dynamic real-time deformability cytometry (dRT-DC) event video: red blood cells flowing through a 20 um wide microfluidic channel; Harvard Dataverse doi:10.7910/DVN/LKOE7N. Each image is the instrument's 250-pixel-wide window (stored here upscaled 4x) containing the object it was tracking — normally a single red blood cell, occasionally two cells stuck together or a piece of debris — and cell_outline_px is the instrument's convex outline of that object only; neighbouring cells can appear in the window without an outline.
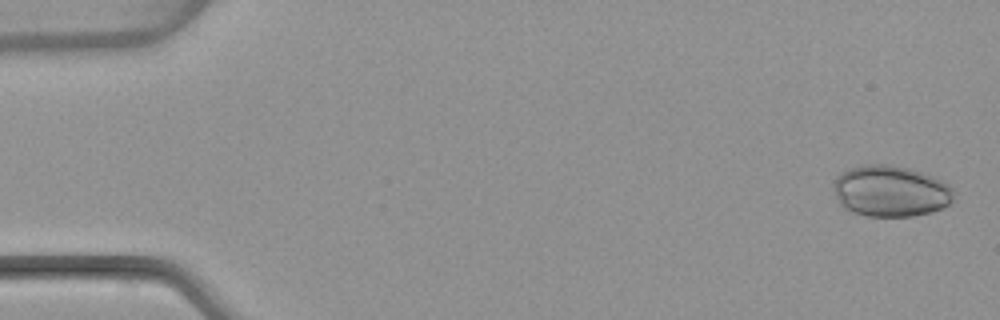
{"species": "common noctule bat (a hibernating species)", "species_latin": "Nyctalus noctula", "temperature_condition": "warm", "stored_images_in_passage": 4, "camera_frame_rate_fps": 3000, "um_per_image_px": 0.085, "animal": {"sex": "female", "body_mass_g": 22.7, "forearm_length_mm": 54.2}, "frame": {"image": 1, "passage_image": 1, "time_ms": 0.0, "image_size_px": [1000, 320], "cell_outline_px": [[956, 192], [952, 200], [948, 204], [932, 212], [912, 216], [864, 216], [852, 212], [844, 208], [840, 204], [832, 188], [832, 180], [840, 172], [864, 164], [888, 164], [908, 168], [924, 172], [948, 184]], "centroid_in_image_um": [75.67, 16.24], "position_along_channel_um": 9.3, "area_um2": 36.24}}